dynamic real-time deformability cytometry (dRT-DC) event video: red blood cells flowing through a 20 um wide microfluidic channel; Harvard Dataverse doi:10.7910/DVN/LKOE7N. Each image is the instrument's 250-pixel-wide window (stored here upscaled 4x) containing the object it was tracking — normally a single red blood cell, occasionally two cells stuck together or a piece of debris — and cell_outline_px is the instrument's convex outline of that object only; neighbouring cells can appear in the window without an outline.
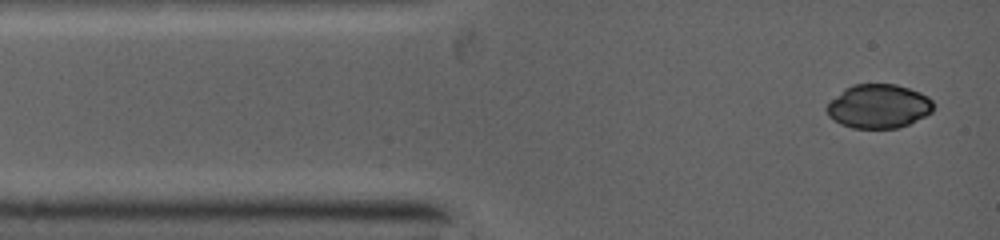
{"species": "common noctule bat (a hibernating species)", "species_latin": "Nyctalus noctula", "temperature_condition": "warm", "stored_images_in_passage": 19, "camera_frame_rate_fps": 5000, "um_per_image_px": 0.085, "animal": {"sex": "female", "body_mass_g": 19.0, "forearm_length_mm": 53.3}, "frame": {"image": 1, "passage_image": 1, "time_ms": 0.0, "image_size_px": [1000, 240], "cell_outline_px": [[932, 112], [908, 124], [896, 128], [852, 128], [840, 124], [828, 116], [824, 108], [844, 88], [852, 84], [896, 84], [920, 92], [928, 96], [932, 100]], "centroid_in_image_um": [74.65, 9.03], "position_along_channel_um": 10.4, "area_um2": 27.28}}
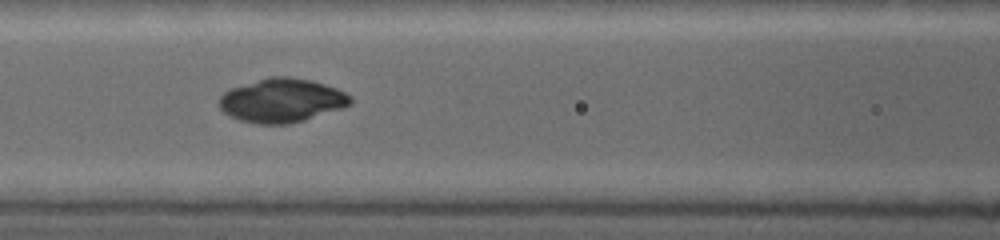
{"frame": {"image": 2, "passage_image": 8, "time_ms": 4.0, "image_size_px": [1000, 240], "cell_outline_px": [[352, 104], [344, 108], [304, 120], [288, 124], [256, 124], [240, 120], [224, 112], [220, 108], [220, 96], [224, 92], [232, 88], [260, 80], [280, 76], [288, 76], [308, 80], [324, 84], [336, 88], [344, 92], [352, 100]], "centroid_in_image_um": [23.98, 8.56], "position_along_channel_um": 142.6, "area_um2": 33.0}}
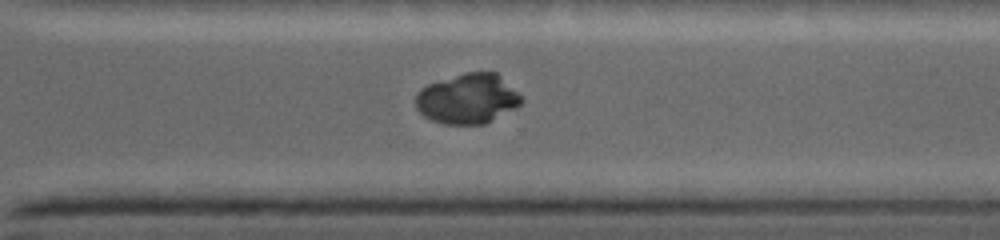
{"frame": {"image": 3, "passage_image": 19, "time_ms": 8.2, "image_size_px": [1000, 240], "cell_outline_px": [[524, 100], [520, 104], [484, 124], [444, 124], [432, 120], [424, 116], [416, 108], [416, 96], [420, 88], [428, 84], [464, 72], [496, 72]], "centroid_in_image_um": [39.7, 8.39], "position_along_channel_um": 330.9, "area_um2": 30.35}}